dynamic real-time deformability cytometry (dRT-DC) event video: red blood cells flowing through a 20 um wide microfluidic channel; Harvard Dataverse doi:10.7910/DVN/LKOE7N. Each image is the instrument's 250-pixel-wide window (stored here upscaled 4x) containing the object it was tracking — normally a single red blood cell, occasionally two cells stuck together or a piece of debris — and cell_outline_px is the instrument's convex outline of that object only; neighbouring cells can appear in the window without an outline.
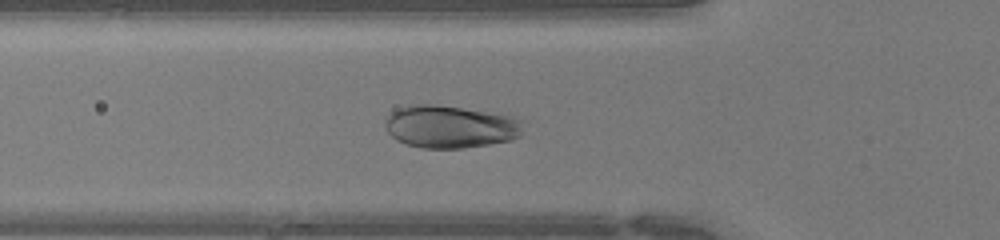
{"species": "human", "species_latin": "Homo sapiens", "temperature_condition": "warm", "stored_images_in_passage": 33, "camera_frame_rate_fps": 3000, "um_per_image_px": 0.085, "donor": {"sex": "female"}, "frame": {"image": 1, "passage_image": 4, "time_ms": 1.0, "image_size_px": [1000, 240], "cell_outline_px": [[520, 136], [512, 140], [464, 148], [420, 148], [404, 144], [396, 140], [388, 132], [384, 124], [388, 116], [396, 108], [408, 104], [436, 104], [508, 116], [520, 120]], "centroid_in_image_um": [38.18, 10.78], "position_along_channel_um": 87.6, "area_um2": 33.99}}
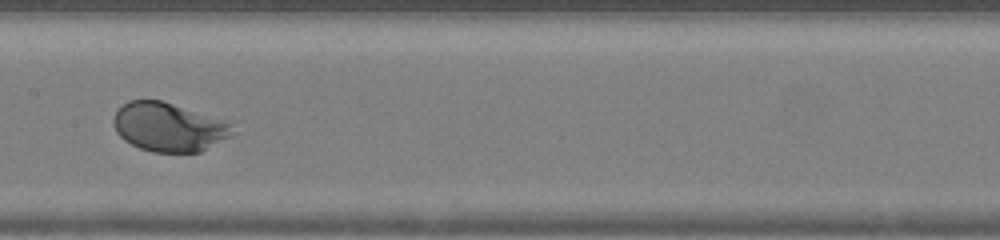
{"frame": {"image": 2, "passage_image": 11, "time_ms": 3.333, "image_size_px": [1000, 240], "cell_outline_px": [[236, 132], [200, 152], [152, 152], [140, 148], [124, 140], [116, 132], [112, 124], [112, 116], [116, 108], [128, 100], [160, 100], [232, 120]], "centroid_in_image_um": [14.36, 10.77], "position_along_channel_um": 193.0, "area_um2": 34.62}}
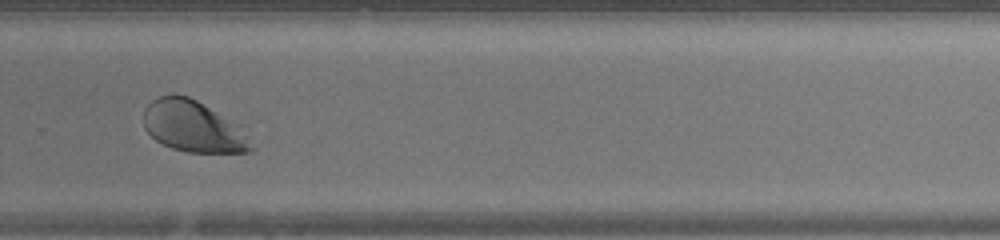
{"frame": {"image": 3, "passage_image": 19, "time_ms": 6.0, "image_size_px": [1000, 240], "cell_outline_px": [[260, 144], [252, 152], [188, 152], [172, 148], [156, 140], [144, 128], [144, 108], [152, 100], [160, 96], [172, 92], [188, 96], [196, 100], [208, 108]], "centroid_in_image_um": [16.4, 10.77], "position_along_channel_um": 313.4, "area_um2": 31.73}}